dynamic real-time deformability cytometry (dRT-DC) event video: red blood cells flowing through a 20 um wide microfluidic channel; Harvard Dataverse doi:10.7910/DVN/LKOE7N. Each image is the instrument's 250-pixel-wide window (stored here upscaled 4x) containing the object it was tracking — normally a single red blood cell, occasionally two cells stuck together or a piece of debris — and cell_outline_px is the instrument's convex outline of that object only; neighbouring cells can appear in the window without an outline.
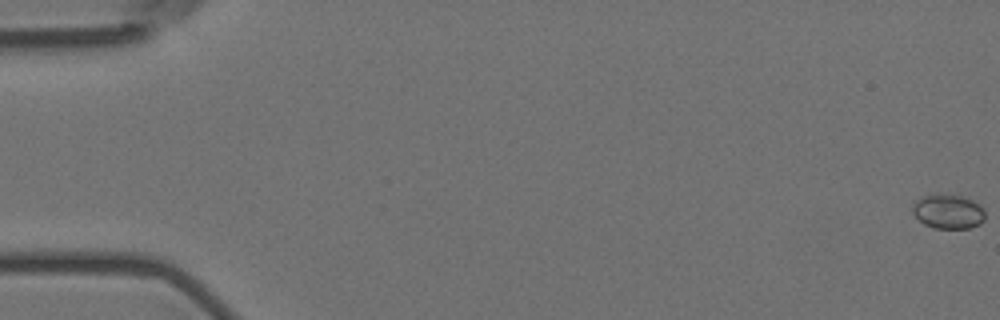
{"species": "Egyptian fruit bat (a non-hibernating species)", "species_latin": "Rousettus aegyptiacus", "temperature_condition": "room temperature", "stored_images_in_passage": 58, "camera_frame_rate_fps": 3000, "um_per_image_px": 0.085, "animal": {"sex": "female"}, "frame": {"image": 1, "passage_image": 1, "time_ms": 0.0, "image_size_px": [1000, 320], "cell_outline_px": [[984, 220], [980, 224], [968, 228], [936, 228], [924, 224], [912, 212], [912, 204], [920, 196], [936, 192], [960, 196], [972, 200], [980, 204], [984, 208]], "centroid_in_image_um": [80.57, 17.94], "position_along_channel_um": 4.4, "area_um2": 14.8}}
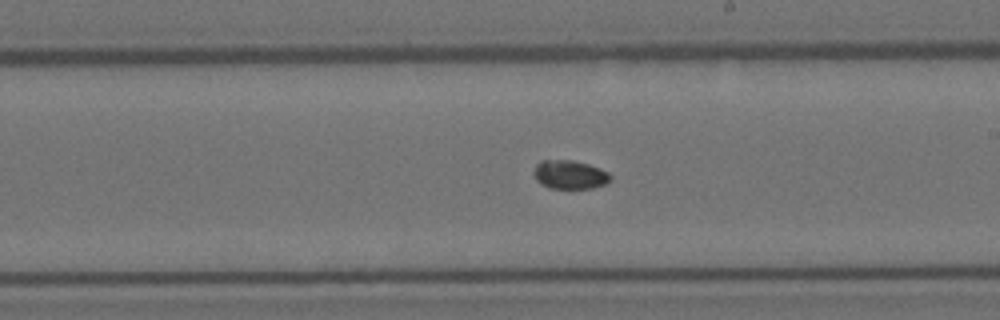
{"frame": {"image": 2, "passage_image": 34, "time_ms": 11.0, "image_size_px": [1000, 320], "cell_outline_px": [[612, 176], [604, 184], [592, 188], [548, 188], [540, 184], [536, 180], [532, 172], [536, 164], [540, 160], [572, 160], [588, 164], [600, 168], [608, 172]], "centroid_in_image_um": [48.38, 14.83], "position_along_channel_um": 240.6, "area_um2": 12.89}}
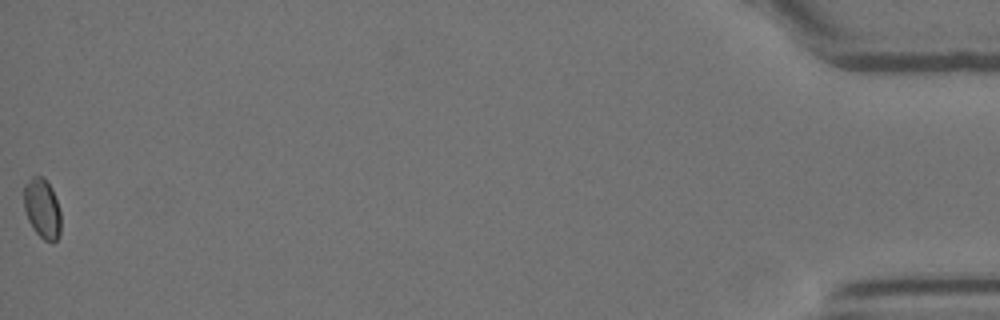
{"frame": {"image": 3, "passage_image": 58, "time_ms": 19.0, "image_size_px": [1000, 320], "cell_outline_px": [[60, 236], [52, 244], [44, 240], [32, 228], [28, 220], [24, 208], [24, 184], [32, 176], [44, 176], [52, 188], [60, 212]], "centroid_in_image_um": [3.58, 17.73], "position_along_channel_um": 431.6, "area_um2": 13.06}, "authors_computed_cell_mechanics": {"area_um2": 13.1206, "velocity_mm_per_s": 3.6217, "shape_relaxation_time_tau1_ms": null, "shape_relaxation_time_tau2_ms": 6.3822, "deformation_change_tau1": null, "deformation_change_tau2": 0.0347}}